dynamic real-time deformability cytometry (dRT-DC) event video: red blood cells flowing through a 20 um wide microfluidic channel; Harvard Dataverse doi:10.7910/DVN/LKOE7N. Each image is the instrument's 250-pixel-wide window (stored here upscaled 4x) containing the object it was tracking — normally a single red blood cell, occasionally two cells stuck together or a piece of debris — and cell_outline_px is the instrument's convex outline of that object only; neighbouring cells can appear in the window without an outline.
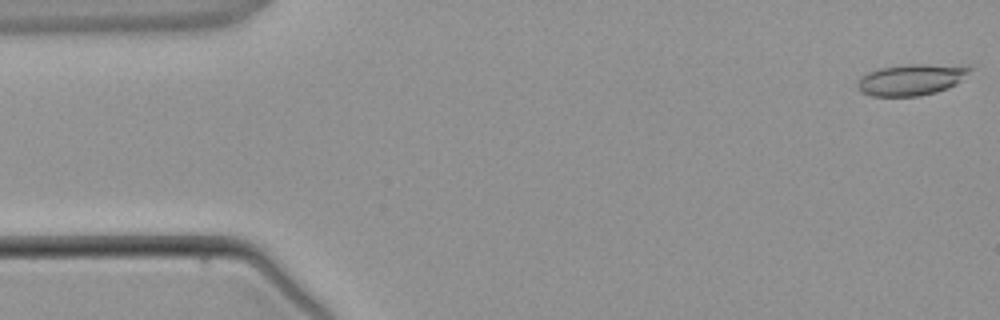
{"species": "common noctule bat (a hibernating species)", "species_latin": "Nyctalus noctula", "temperature_condition": "warm", "stored_images_in_passage": 4, "camera_frame_rate_fps": 3000, "um_per_image_px": 0.085, "animal": {"sex": "male", "body_mass_g": 21.5, "forearm_length_mm": 52.0}, "frame": {"image": 1, "passage_image": 1, "time_ms": 0.0, "image_size_px": [1000, 320], "cell_outline_px": [[972, 68], [956, 84], [948, 88], [936, 92], [920, 96], [872, 96], [860, 92], [856, 88], [856, 84], [860, 76], [868, 72], [880, 68], [904, 64], [968, 64]], "centroid_in_image_um": [77.45, 6.75], "position_along_channel_um": 7.5, "area_um2": 20.87}}